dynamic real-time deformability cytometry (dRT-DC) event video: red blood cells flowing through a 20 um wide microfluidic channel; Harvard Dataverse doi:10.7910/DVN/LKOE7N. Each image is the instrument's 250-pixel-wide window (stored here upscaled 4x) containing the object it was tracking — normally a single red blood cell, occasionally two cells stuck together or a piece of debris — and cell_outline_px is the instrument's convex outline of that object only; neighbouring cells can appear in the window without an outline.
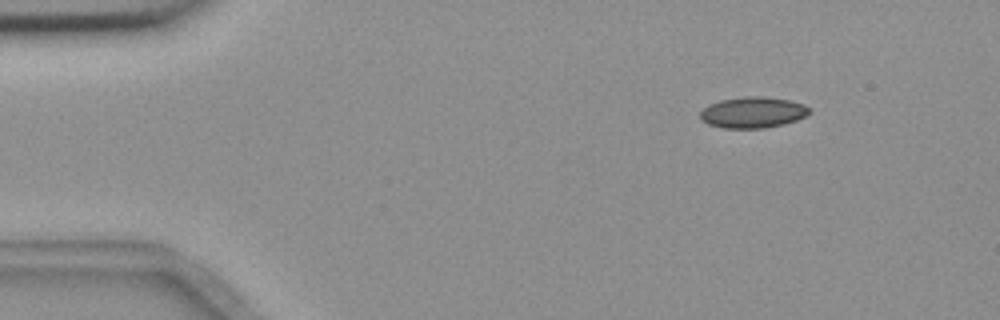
{"species": "common noctule bat (a hibernating species)", "species_latin": "Nyctalus noctula", "temperature_condition": "room temperature", "stored_images_in_passage": 9, "camera_frame_rate_fps": 3000, "um_per_image_px": 0.085, "animal": {"sex": "female", "body_mass_g": 18.4}, "frame": {"image": 1, "passage_image": 3, "time_ms": 2.0, "image_size_px": [1000, 320], "cell_outline_px": [[812, 112], [796, 120], [784, 124], [764, 128], [724, 128], [708, 124], [700, 120], [700, 112], [708, 104], [720, 100], [744, 96], [764, 96], [788, 100], [804, 104]], "centroid_in_image_um": [63.97, 9.55], "position_along_channel_um": 21.0, "area_um2": 19.83}}
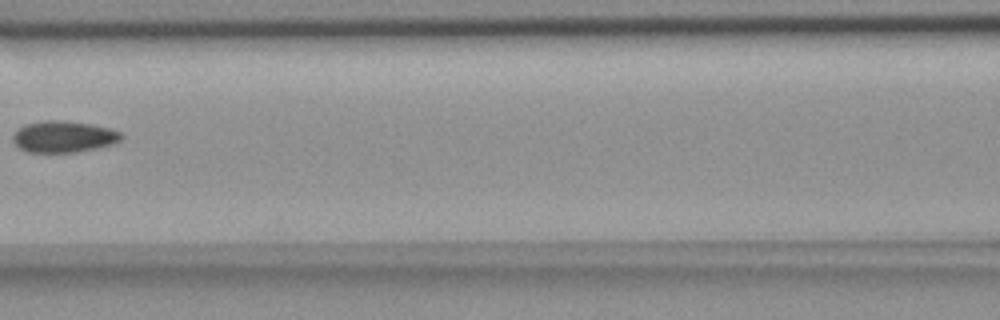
{"frame": {"image": 2, "passage_image": 8, "time_ms": 8.0, "image_size_px": [1000, 320], "cell_outline_px": [[124, 136], [120, 140], [112, 144], [96, 148], [76, 152], [28, 152], [20, 148], [12, 140], [12, 136], [24, 124], [44, 120], [64, 120], [92, 124], [108, 128], [120, 132]], "centroid_in_image_um": [5.4, 11.61], "position_along_channel_um": 161.2, "area_um2": 19.83}}
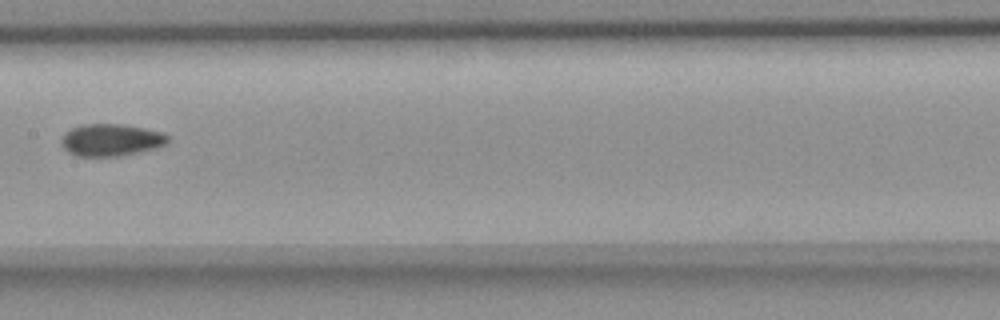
{"frame": {"image": 3, "passage_image": 9, "time_ms": 9.0, "image_size_px": [1000, 320], "cell_outline_px": [[172, 140], [168, 144], [156, 148], [120, 156], [76, 156], [68, 152], [60, 144], [60, 140], [64, 132], [80, 124], [120, 124], [144, 128], [164, 132]], "centroid_in_image_um": [9.45, 11.89], "position_along_channel_um": 198.0, "area_um2": 20.29}}